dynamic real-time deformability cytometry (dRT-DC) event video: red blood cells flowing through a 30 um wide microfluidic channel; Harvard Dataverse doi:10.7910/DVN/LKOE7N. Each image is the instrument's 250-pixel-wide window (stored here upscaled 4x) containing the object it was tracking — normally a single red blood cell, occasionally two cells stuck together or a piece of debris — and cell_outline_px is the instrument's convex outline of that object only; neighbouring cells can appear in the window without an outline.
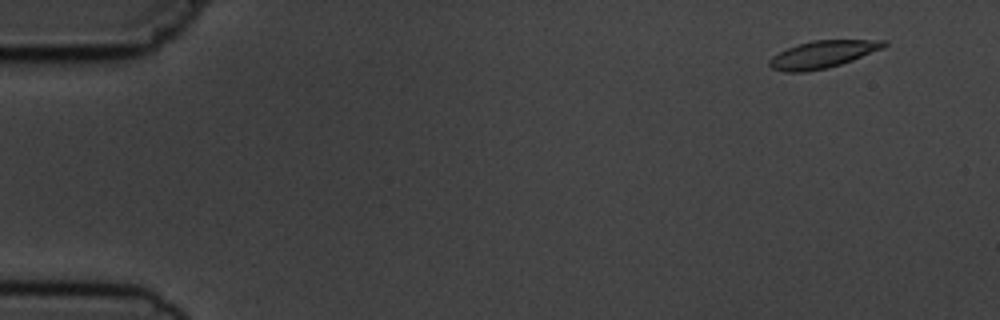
{"species": "common noctule bat (a hibernating species)", "species_latin": "Nyctalus noctula", "temperature_condition": "cold", "stored_images_in_passage": 5, "camera_frame_rate_fps": 3000, "um_per_image_px": 0.085, "animal": {"sex": "male", "body_mass_g": 19.5, "forearm_length_mm": 54.6}, "frame": {"image": 1, "passage_image": 1, "time_ms": 0.0, "image_size_px": [1000, 320], "cell_outline_px": [[888, 44], [884, 48], [852, 60], [828, 68], [804, 72], [784, 72], [772, 68], [768, 64], [768, 60], [772, 56], [788, 48], [812, 40], [888, 40]], "centroid_in_image_um": [69.94, 4.62], "position_along_channel_um": 15.1, "area_um2": 18.15}}
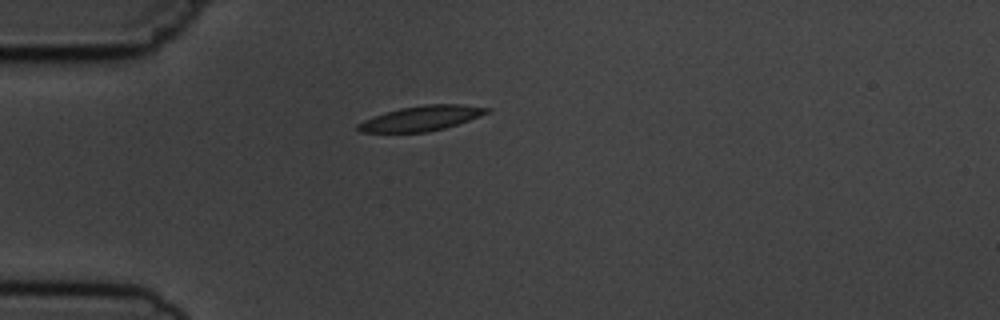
{"frame": {"image": 2, "passage_image": 4, "time_ms": 3.667, "image_size_px": [1000, 320], "cell_outline_px": [[492, 108], [488, 112], [480, 116], [444, 128], [428, 132], [360, 132], [356, 128], [356, 124], [372, 116], [400, 108], [424, 104], [460, 104]], "centroid_in_image_um": [35.79, 10.05], "position_along_channel_um": 49.2, "area_um2": 18.67}}